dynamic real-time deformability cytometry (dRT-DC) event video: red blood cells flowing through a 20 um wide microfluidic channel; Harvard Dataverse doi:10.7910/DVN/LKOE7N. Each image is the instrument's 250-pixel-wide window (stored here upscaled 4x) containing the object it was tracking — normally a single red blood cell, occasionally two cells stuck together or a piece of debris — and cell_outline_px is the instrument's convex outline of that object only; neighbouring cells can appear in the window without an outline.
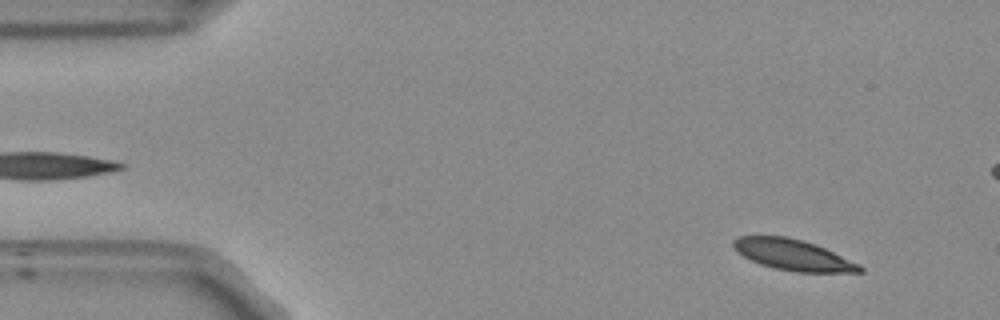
{"species": "Egyptian fruit bat (a non-hibernating species)", "species_latin": "Rousettus aegyptiacus", "temperature_condition": "room temperature", "stored_images_in_passage": 53, "camera_frame_rate_fps": 3000, "um_per_image_px": 0.085, "frame": {"image": 1, "passage_image": 4, "time_ms": 1.0, "image_size_px": [1000, 320], "cell_outline_px": [[864, 272], [796, 272], [772, 268], [760, 264], [744, 256], [732, 248], [732, 240], [740, 236], [788, 236], [804, 240], [824, 248], [860, 264], [864, 268]], "centroid_in_image_um": [67.39, 21.66], "position_along_channel_um": 17.6, "area_um2": 22.77}}
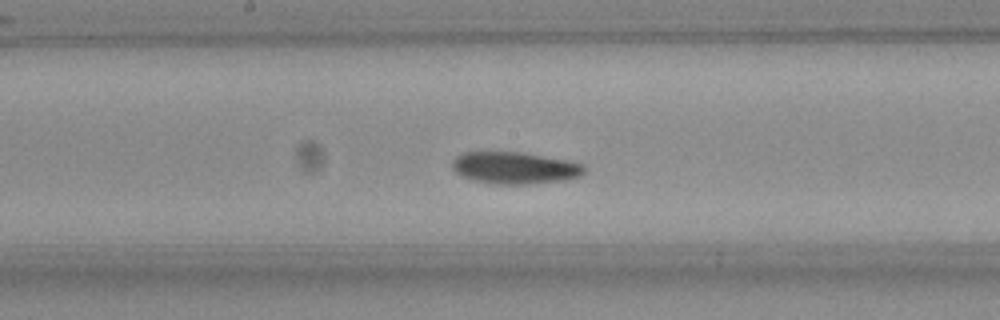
{"frame": {"image": 2, "passage_image": 26, "time_ms": 8.333, "image_size_px": [1000, 320], "cell_outline_px": [[584, 172], [580, 176], [568, 180], [528, 184], [496, 184], [472, 180], [456, 172], [452, 168], [452, 160], [456, 156], [464, 152], [524, 152], [568, 160], [584, 164]], "centroid_in_image_um": [43.78, 14.27], "position_along_channel_um": 204.4, "area_um2": 24.74}}
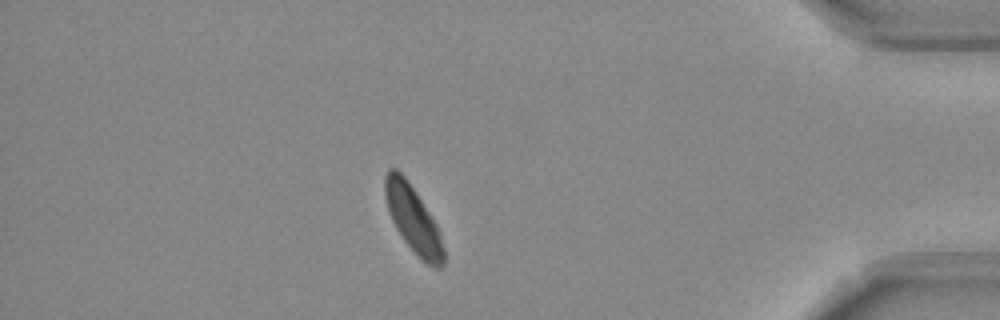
{"frame": {"image": 3, "passage_image": 45, "time_ms": 14.667, "image_size_px": [1000, 320], "cell_outline_px": [[444, 264], [440, 268], [432, 268], [404, 240], [396, 228], [392, 220], [388, 208], [384, 192], [384, 176], [388, 168], [396, 168], [404, 176], [416, 192], [436, 224], [444, 248]], "centroid_in_image_um": [35.1, 18.6], "position_along_channel_um": 400.1, "area_um2": 22.25}, "authors_computed_cell_mechanics": {"area_um2": 23.6402, "velocity_mm_per_s": 3.7843, "shape_relaxation_time_tau1_ms": 4.6555, "shape_relaxation_time_tau2_ms": null, "deformation_change_tau1": 0.1139, "deformation_change_tau2": null}}